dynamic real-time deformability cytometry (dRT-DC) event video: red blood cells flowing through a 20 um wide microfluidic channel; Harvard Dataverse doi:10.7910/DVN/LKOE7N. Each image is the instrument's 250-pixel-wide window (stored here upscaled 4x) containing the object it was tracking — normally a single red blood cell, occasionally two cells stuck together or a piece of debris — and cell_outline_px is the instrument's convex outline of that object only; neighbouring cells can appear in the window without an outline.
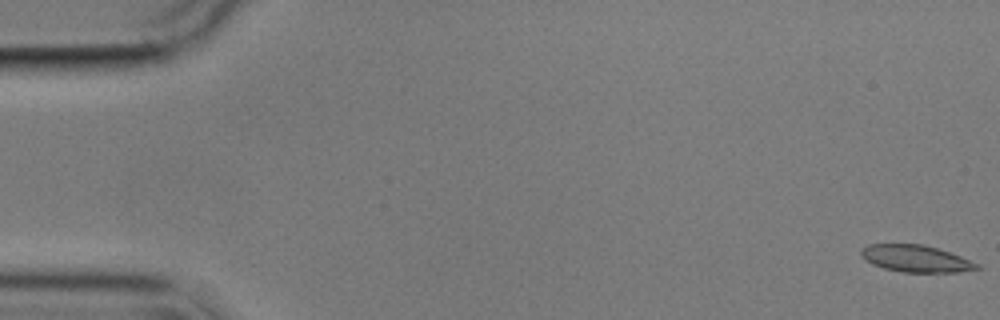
{"species": "common noctule bat (a hibernating species)", "species_latin": "Nyctalus noctula", "temperature_condition": "cold", "stored_images_in_passage": 5, "camera_frame_rate_fps": 3000, "um_per_image_px": 0.085, "animal": {"sex": "male", "body_mass_g": 17.9}, "frame": {"image": 1, "passage_image": 1, "time_ms": 0.0, "image_size_px": [1000, 320], "cell_outline_px": [[980, 268], [956, 272], [904, 272], [884, 268], [872, 264], [864, 260], [860, 256], [860, 248], [868, 244], [924, 244], [960, 256], [980, 264]], "centroid_in_image_um": [77.79, 21.97], "position_along_channel_um": 7.2, "area_um2": 18.15}}
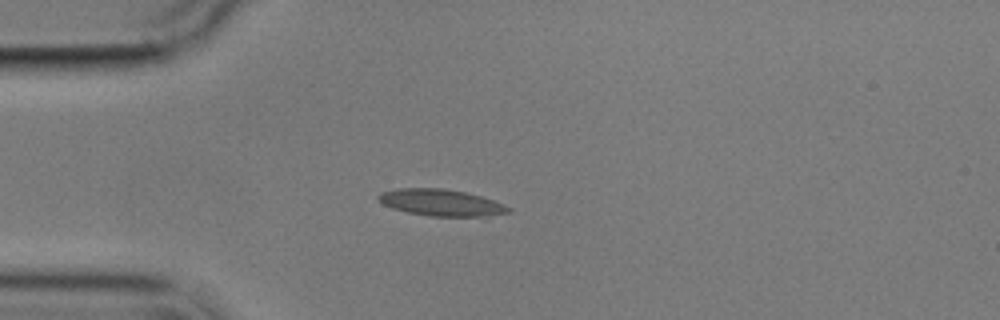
{"frame": {"image": 2, "passage_image": 5, "time_ms": 4.667, "image_size_px": [1000, 320], "cell_outline_px": [[512, 212], [484, 216], [428, 216], [408, 212], [392, 208], [384, 204], [376, 196], [380, 192], [396, 188], [440, 188], [464, 192], [480, 196], [504, 204], [512, 208]], "centroid_in_image_um": [37.48, 17.22], "position_along_channel_um": 47.5, "area_um2": 20.06}}